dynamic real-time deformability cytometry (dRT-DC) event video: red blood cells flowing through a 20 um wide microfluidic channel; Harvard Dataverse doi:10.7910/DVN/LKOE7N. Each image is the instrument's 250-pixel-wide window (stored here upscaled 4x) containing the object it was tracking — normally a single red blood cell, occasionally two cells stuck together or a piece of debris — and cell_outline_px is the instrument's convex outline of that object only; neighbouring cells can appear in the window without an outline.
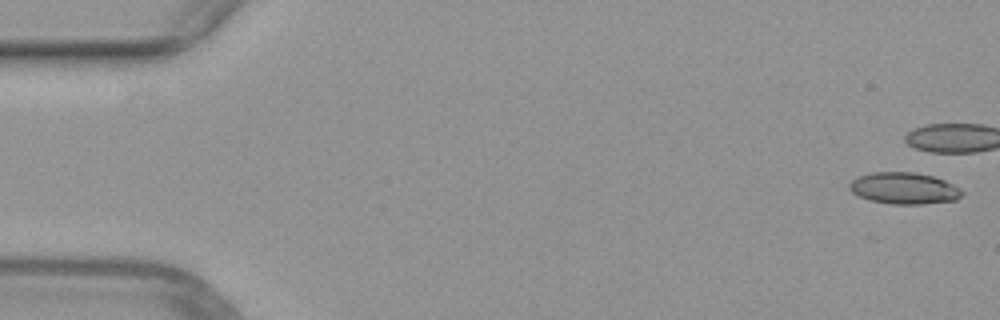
{"species": "common noctule bat (a hibernating species)", "species_latin": "Nyctalus noctula", "temperature_condition": "warm", "stored_images_in_passage": 7, "camera_frame_rate_fps": 3000, "um_per_image_px": 0.085, "animal": {"sex": "female", "body_mass_g": 29.2, "forearm_length_mm": 56.3}, "frame": {"image": 1, "passage_image": 1, "time_ms": 0.0, "image_size_px": [1000, 320], "cell_outline_px": [[964, 192], [956, 200], [920, 204], [892, 204], [872, 200], [860, 196], [852, 192], [848, 188], [848, 184], [852, 180], [860, 176], [872, 172], [916, 172], [932, 176], [944, 180], [960, 188]], "centroid_in_image_um": [76.85, 15.99], "position_along_channel_um": 8.2, "area_um2": 20.58}}